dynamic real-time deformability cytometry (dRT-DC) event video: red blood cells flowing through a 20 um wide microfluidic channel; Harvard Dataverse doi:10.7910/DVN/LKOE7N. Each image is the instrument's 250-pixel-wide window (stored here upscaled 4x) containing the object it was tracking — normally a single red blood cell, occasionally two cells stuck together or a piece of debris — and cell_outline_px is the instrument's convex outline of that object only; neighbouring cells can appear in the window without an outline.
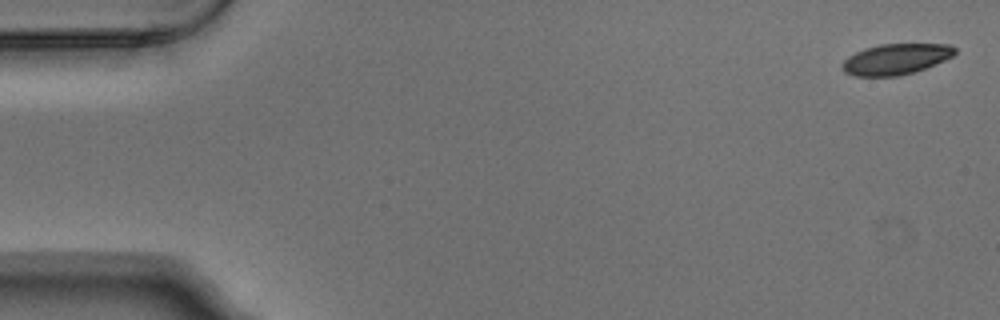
{"species": "Egyptian fruit bat (a non-hibernating species)", "species_latin": "Rousettus aegyptiacus", "temperature_condition": "warm", "stored_images_in_passage": 4, "camera_frame_rate_fps": 3000, "um_per_image_px": 0.085, "animal": {"sex": "male"}, "frame": {"image": 1, "passage_image": 1, "time_ms": 0.0, "image_size_px": [1000, 320], "cell_outline_px": [[956, 52], [952, 56], [944, 60], [924, 68], [900, 76], [856, 76], [844, 72], [840, 68], [840, 64], [848, 56], [864, 48], [880, 44], [948, 44], [956, 48]], "centroid_in_image_um": [76.1, 5.02], "position_along_channel_um": 8.9, "area_um2": 20.17}}